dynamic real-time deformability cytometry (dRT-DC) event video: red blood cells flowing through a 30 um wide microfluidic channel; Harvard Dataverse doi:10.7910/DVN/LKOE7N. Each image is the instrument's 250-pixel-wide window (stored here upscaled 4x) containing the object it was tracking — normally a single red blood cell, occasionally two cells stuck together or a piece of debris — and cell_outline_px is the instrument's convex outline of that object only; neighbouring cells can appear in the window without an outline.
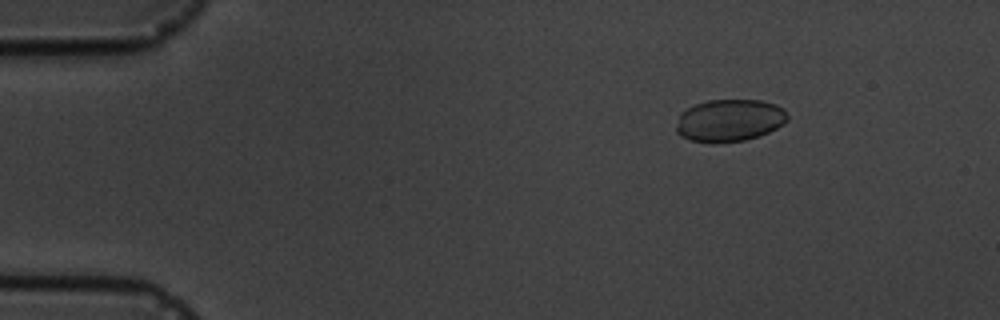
{"species": "common noctule bat (a hibernating species)", "species_latin": "Nyctalus noctula", "temperature_condition": "cold", "stored_images_in_passage": 5, "camera_frame_rate_fps": 3000, "um_per_image_px": 0.085, "animal": {"sex": "male", "body_mass_g": 19.5, "forearm_length_mm": 54.6}, "frame": {"image": 1, "passage_image": 5, "time_ms": 5.667, "image_size_px": [1000, 320], "cell_outline_px": [[788, 120], [784, 124], [760, 136], [744, 140], [692, 140], [680, 136], [676, 132], [676, 124], [680, 112], [696, 104], [708, 100], [760, 100], [776, 104], [784, 108], [788, 116]], "centroid_in_image_um": [62.04, 10.19], "position_along_channel_um": 23.0, "area_um2": 26.99}}